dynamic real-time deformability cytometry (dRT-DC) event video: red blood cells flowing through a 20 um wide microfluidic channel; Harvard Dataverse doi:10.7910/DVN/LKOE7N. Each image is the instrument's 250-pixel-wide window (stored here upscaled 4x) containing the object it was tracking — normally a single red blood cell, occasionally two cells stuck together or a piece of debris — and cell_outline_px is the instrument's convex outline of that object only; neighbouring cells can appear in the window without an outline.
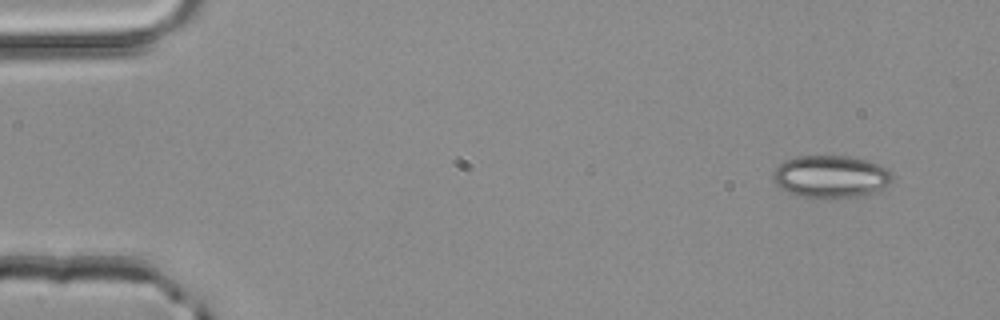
{"species": "common noctule bat (a hibernating species)", "species_latin": "Nyctalus noctula", "temperature_condition": "room temperature", "stored_images_in_passage": 4, "segment_of_instrument_passage": [2, 2], "camera_frame_rate_fps": 3000, "um_per_image_px": 0.085, "animal": {"sex": "male", "body_mass_g": 20.4}, "frame": {"image": 1, "passage_image": 4, "time_ms": 1.0, "image_size_px": [1000, 320], "cell_outline_px": [[892, 180], [884, 188], [876, 192], [860, 196], [800, 196], [788, 192], [780, 188], [772, 180], [772, 176], [776, 168], [784, 160], [796, 156], [848, 156], [880, 164], [888, 168], [892, 172]], "centroid_in_image_um": [70.63, 14.98], "position_along_channel_um": 14.4, "area_um2": 29.19}}